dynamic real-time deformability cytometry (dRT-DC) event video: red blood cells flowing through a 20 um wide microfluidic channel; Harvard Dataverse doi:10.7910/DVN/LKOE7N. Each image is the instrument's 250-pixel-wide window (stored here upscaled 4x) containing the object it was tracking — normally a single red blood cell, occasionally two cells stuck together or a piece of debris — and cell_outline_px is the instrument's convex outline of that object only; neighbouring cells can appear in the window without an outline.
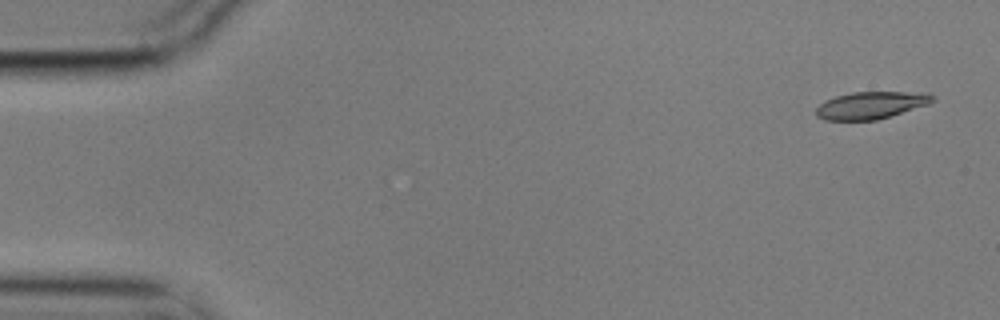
{"species": "common noctule bat (a hibernating species)", "species_latin": "Nyctalus noctula", "temperature_condition": "cold", "stored_images_in_passage": 8, "camera_frame_rate_fps": 3000, "um_per_image_px": 0.085, "animal": {"sex": "male", "body_mass_g": 17.9}, "frame": {"image": 1, "passage_image": 1, "time_ms": 0.0, "image_size_px": [1000, 320], "cell_outline_px": [[936, 100], [928, 104], [876, 120], [824, 120], [816, 116], [816, 108], [824, 100], [836, 96], [852, 92], [928, 92], [936, 96]], "centroid_in_image_um": [74.04, 8.93], "position_along_channel_um": 11.0, "area_um2": 18.55}}
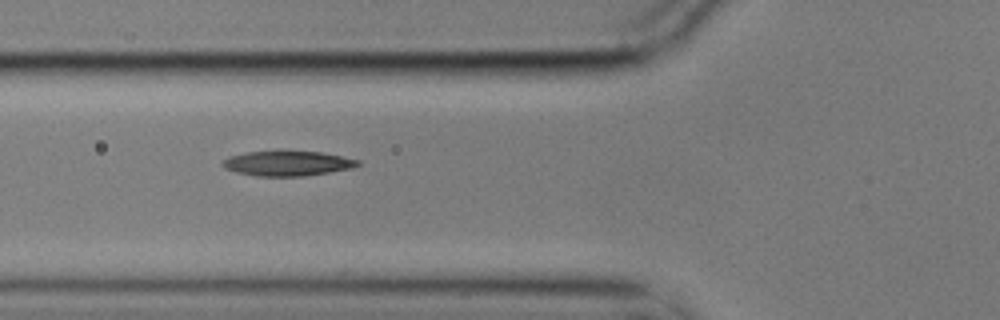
{"frame": {"image": 2, "passage_image": 6, "time_ms": 1.667, "image_size_px": [1000, 320], "cell_outline_px": [[360, 164], [352, 168], [304, 176], [256, 176], [236, 172], [224, 168], [220, 164], [220, 160], [228, 156], [244, 152], [320, 152], [360, 160]], "centroid_in_image_um": [24.36, 13.89], "position_along_channel_um": 101.4, "area_um2": 19.48}}
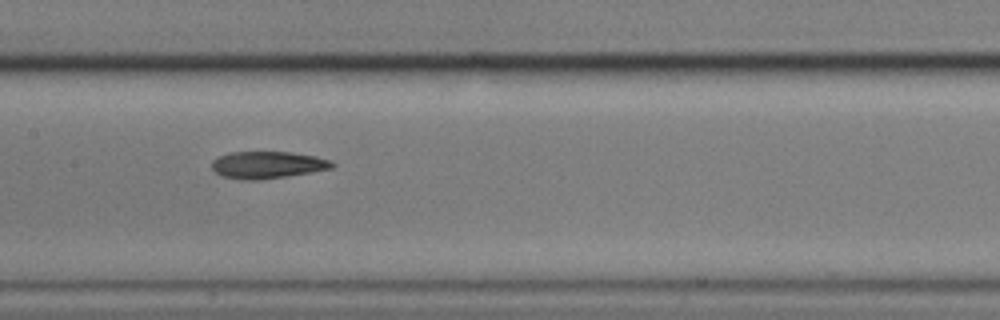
{"frame": {"image": 3, "passage_image": 8, "time_ms": 2.333, "image_size_px": [1000, 320], "cell_outline_px": [[336, 164], [332, 168], [312, 172], [260, 180], [244, 180], [220, 176], [212, 168], [212, 160], [228, 152], [292, 152], [316, 156], [332, 160]], "centroid_in_image_um": [22.75, 14.01], "position_along_channel_um": 184.6, "area_um2": 19.13}}